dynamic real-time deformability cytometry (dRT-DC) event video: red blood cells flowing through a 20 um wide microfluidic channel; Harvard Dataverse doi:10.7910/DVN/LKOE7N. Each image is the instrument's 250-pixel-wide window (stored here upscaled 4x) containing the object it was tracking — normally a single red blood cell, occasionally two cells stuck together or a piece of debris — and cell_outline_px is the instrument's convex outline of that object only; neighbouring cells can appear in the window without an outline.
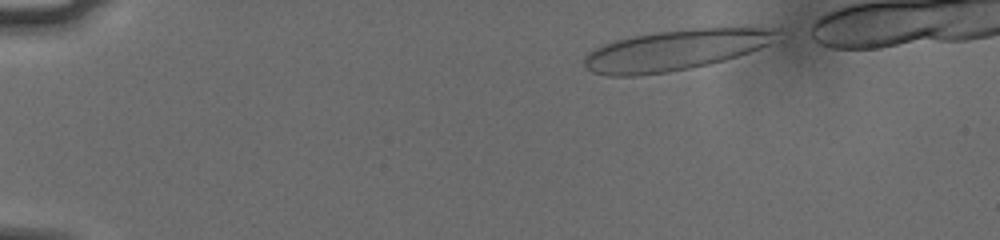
{"species": "human", "species_latin": "Homo sapiens", "temperature_condition": "cold", "stored_images_in_passage": 47, "camera_frame_rate_fps": 3000, "um_per_image_px": 0.085, "donor": {"sex": "male"}, "frame": {"image": 1, "passage_image": 3, "time_ms": 0.667, "image_size_px": [1000, 240], "cell_outline_px": [[780, 32], [768, 44], [760, 48], [724, 60], [708, 64], [668, 72], [636, 76], [608, 76], [592, 72], [584, 64], [584, 56], [588, 52], [604, 44], [616, 40], [632, 36], [656, 32], [692, 28], [780, 28]], "centroid_in_image_um": [57.36, 4.26], "position_along_channel_um": 27.6, "area_um2": 45.14}}
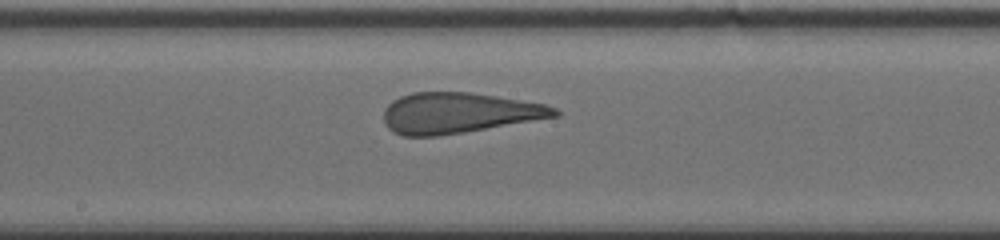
{"frame": {"image": 2, "passage_image": 25, "time_ms": 8.0, "image_size_px": [1000, 240], "cell_outline_px": [[560, 116], [464, 132], [436, 136], [404, 136], [388, 128], [384, 120], [384, 108], [392, 100], [400, 96], [412, 92], [468, 92], [496, 96], [544, 104], [556, 108], [560, 112]], "centroid_in_image_um": [38.98, 9.59], "position_along_channel_um": 209.2, "area_um2": 40.29}}
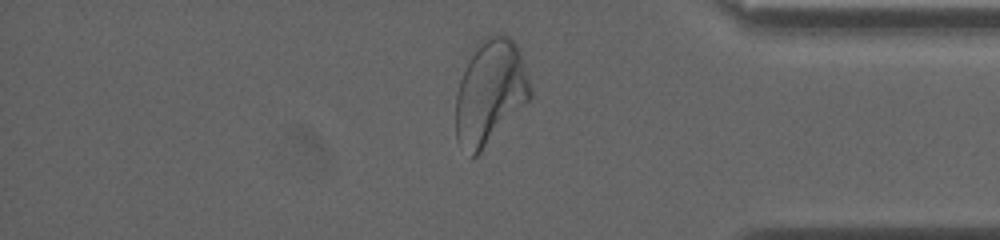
{"frame": {"image": 3, "passage_image": 41, "time_ms": 13.333, "image_size_px": [1000, 240], "cell_outline_px": [[532, 96], [480, 152], [476, 156], [472, 156], [456, 140], [456, 92], [460, 80], [476, 44], [480, 40], [496, 32], [500, 32], [508, 36], [516, 44], [520, 52], [532, 92]], "centroid_in_image_um": [41.65, 7.79], "position_along_channel_um": 393.6, "area_um2": 44.8}}